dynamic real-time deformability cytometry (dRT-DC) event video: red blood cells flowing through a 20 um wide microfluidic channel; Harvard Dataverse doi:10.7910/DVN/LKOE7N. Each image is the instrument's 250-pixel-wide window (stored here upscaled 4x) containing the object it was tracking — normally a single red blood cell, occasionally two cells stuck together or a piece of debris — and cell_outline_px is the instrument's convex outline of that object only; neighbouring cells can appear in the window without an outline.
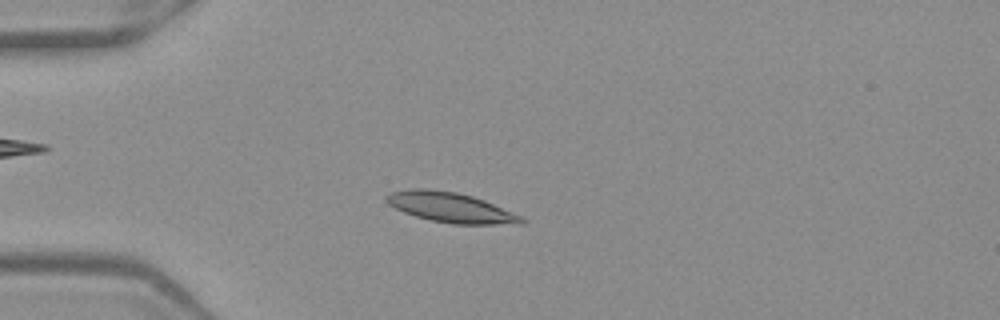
{"species": "Egyptian fruit bat (a non-hibernating species)", "species_latin": "Rousettus aegyptiacus", "temperature_condition": "warm", "stored_images_in_passage": 52, "camera_frame_rate_fps": 3000, "um_per_image_px": 0.085, "frame": {"image": 1, "passage_image": 14, "time_ms": 4.333, "image_size_px": [1000, 320], "cell_outline_px": [[528, 220], [524, 224], [452, 224], [432, 220], [416, 216], [404, 212], [388, 204], [384, 200], [384, 196], [388, 192], [416, 188], [428, 188], [456, 192], [472, 196], [484, 200], [520, 216]], "centroid_in_image_um": [38.27, 17.62], "position_along_channel_um": 46.7, "area_um2": 23.58}}
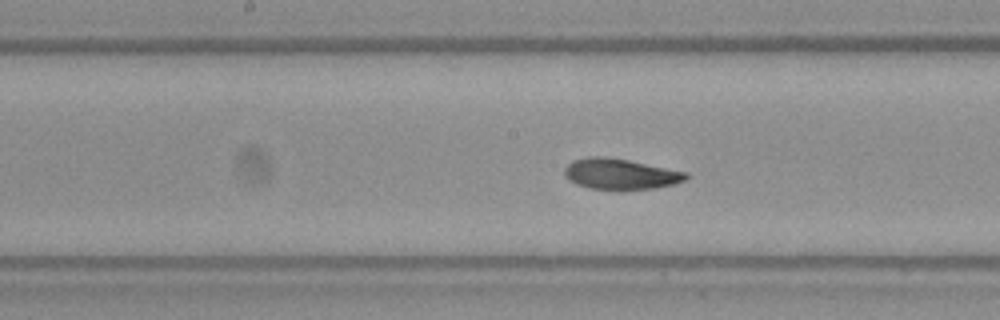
{"frame": {"image": 2, "passage_image": 27, "time_ms": 8.667, "image_size_px": [1000, 320], "cell_outline_px": [[688, 176], [684, 180], [672, 184], [652, 188], [588, 188], [576, 184], [568, 180], [564, 176], [564, 168], [572, 160], [588, 156], [604, 156], [628, 160], [688, 172]], "centroid_in_image_um": [52.67, 14.76], "position_along_channel_um": 195.5, "area_um2": 21.39}}
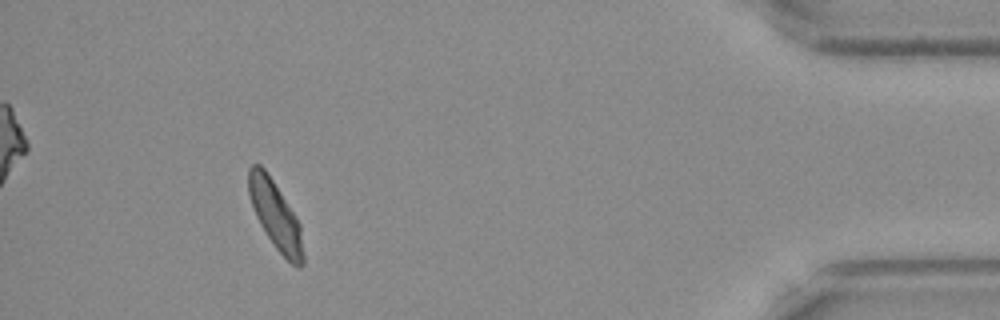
{"frame": {"image": 3, "passage_image": 48, "time_ms": 15.667, "image_size_px": [1000, 320], "cell_outline_px": [[304, 264], [300, 268], [296, 268], [276, 248], [260, 224], [256, 216], [248, 192], [248, 168], [252, 164], [260, 164], [264, 168], [296, 216], [300, 224], [304, 256]], "centroid_in_image_um": [23.42, 18.31], "position_along_channel_um": 411.8, "area_um2": 21.39}, "authors_computed_cell_mechanics": {"area_um2": 21.9351, "velocity_mm_per_s": 3.907, "shape_relaxation_time_tau1_ms": 3.8513, "shape_relaxation_time_tau2_ms": 3.2915, "deformation_change_tau1": 0.1241, "deformation_change_tau2": 0.079}}